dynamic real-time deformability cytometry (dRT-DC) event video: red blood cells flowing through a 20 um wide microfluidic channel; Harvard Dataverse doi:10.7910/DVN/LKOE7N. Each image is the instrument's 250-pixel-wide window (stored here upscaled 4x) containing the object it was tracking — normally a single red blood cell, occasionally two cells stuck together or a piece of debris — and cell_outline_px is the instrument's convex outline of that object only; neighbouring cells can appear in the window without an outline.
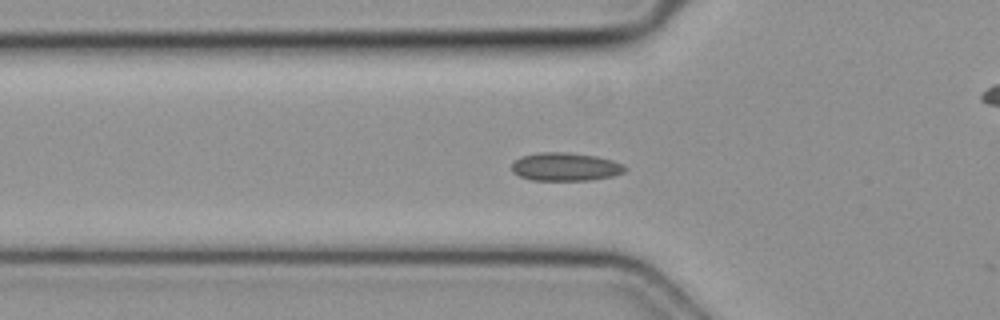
{"species": "common noctule bat (a hibernating species)", "species_latin": "Nyctalus noctula", "temperature_condition": "cold", "stored_images_in_passage": 15, "camera_frame_rate_fps": 3000, "um_per_image_px": 0.085, "animal": {"sex": "female", "body_mass_g": 19.3, "forearm_length_mm": 54.1}, "frame": {"image": 1, "passage_image": 14, "time_ms": 4.333, "image_size_px": [1000, 320], "cell_outline_px": [[628, 168], [624, 172], [612, 176], [592, 180], [532, 180], [520, 176], [512, 172], [512, 164], [520, 156], [540, 152], [572, 152], [596, 156], [612, 160], [624, 164]], "centroid_in_image_um": [48.08, 14.17], "position_along_channel_um": 77.7, "area_um2": 18.79}}